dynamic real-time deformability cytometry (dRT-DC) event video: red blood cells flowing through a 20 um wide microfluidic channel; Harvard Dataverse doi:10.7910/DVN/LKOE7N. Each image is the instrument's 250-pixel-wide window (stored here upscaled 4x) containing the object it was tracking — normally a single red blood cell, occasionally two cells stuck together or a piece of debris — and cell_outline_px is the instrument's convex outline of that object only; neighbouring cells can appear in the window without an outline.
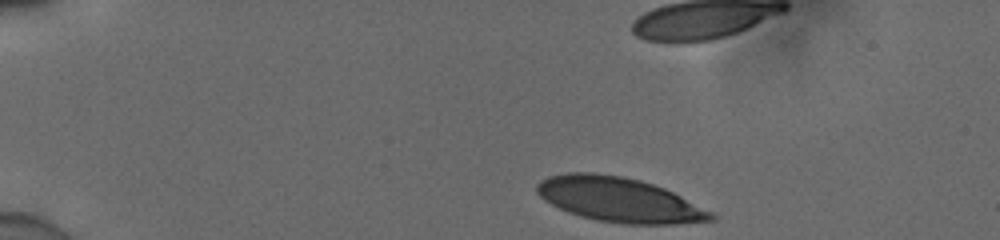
{"species": "human", "species_latin": "Homo sapiens", "temperature_condition": "cold", "stored_images_in_passage": 40, "camera_frame_rate_fps": 3000, "um_per_image_px": 0.085, "donor": {"sex": "male"}, "frame": {"image": 1, "passage_image": 1, "time_ms": 0.0, "image_size_px": [1000, 240], "cell_outline_px": [[716, 220], [672, 224], [624, 224], [596, 220], [580, 216], [568, 212], [544, 200], [536, 192], [536, 184], [540, 180], [548, 176], [568, 172], [592, 172], [624, 176], [640, 180], [664, 188], [712, 212], [716, 216]], "centroid_in_image_um": [52.59, 16.97], "position_along_channel_um": 32.4, "area_um2": 45.2}}
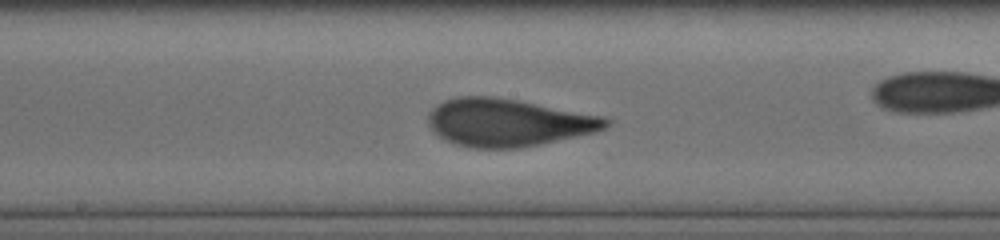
{"frame": {"image": 2, "passage_image": 21, "time_ms": 6.667, "image_size_px": [1000, 240], "cell_outline_px": [[612, 120], [604, 128], [596, 132], [540, 144], [520, 148], [472, 148], [456, 144], [444, 140], [432, 132], [428, 124], [428, 112], [436, 104], [444, 100], [456, 96], [492, 96], [516, 100], [604, 116]], "centroid_in_image_um": [43.13, 10.41], "position_along_channel_um": 205.1, "area_um2": 49.53}}
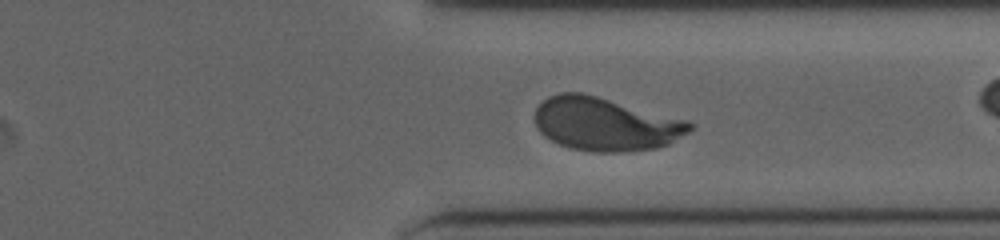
{"frame": {"image": 3, "passage_image": 33, "time_ms": 10.667, "image_size_px": [1000, 240], "cell_outline_px": [[696, 124], [688, 132], [668, 144], [656, 148], [620, 152], [592, 152], [568, 148], [544, 136], [536, 128], [536, 108], [548, 96], [560, 92], [584, 92], [688, 120]], "centroid_in_image_um": [51.46, 10.54], "position_along_channel_um": 359.9, "area_um2": 48.38}, "authors_computed_cell_mechanics": {"area_um2": 47.8006, "velocity_mm_per_s": 3.8884, "shape_relaxation_time_tau1_ms": 5.0299, "shape_relaxation_time_tau2_ms": null, "deformation_change_tau1": 0.2154, "deformation_change_tau2": null}}